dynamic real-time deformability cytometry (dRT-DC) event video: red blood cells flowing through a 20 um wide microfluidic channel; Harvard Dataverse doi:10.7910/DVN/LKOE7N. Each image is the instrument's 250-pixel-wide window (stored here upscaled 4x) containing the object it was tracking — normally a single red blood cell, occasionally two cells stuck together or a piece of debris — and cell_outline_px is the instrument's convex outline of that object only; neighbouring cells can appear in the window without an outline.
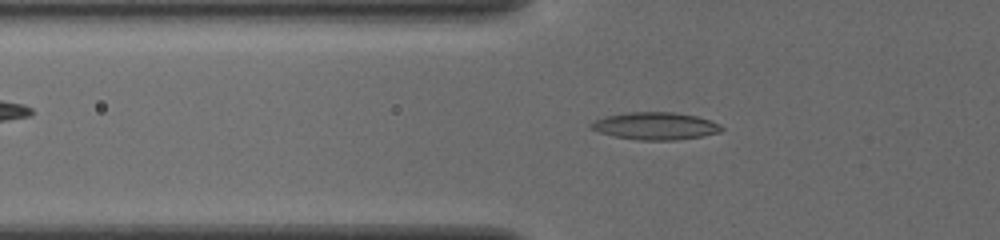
{"species": "common noctule bat (a hibernating species)", "species_latin": "Nyctalus noctula", "temperature_condition": "cold", "stored_images_in_passage": 52, "camera_frame_rate_fps": 3000, "um_per_image_px": 0.085, "animal": {"sex": "female", "body_mass_g": 19.5, "forearm_length_mm": 54.1}, "frame": {"image": 1, "passage_image": 18, "time_ms": 5.667, "image_size_px": [1000, 240], "cell_outline_px": [[724, 128], [720, 132], [700, 136], [676, 140], [640, 140], [616, 136], [600, 132], [592, 128], [588, 124], [604, 116], [628, 112], [676, 112], [696, 116], [708, 120]], "centroid_in_image_um": [55.68, 10.7], "position_along_channel_um": 70.1, "area_um2": 20.52}}
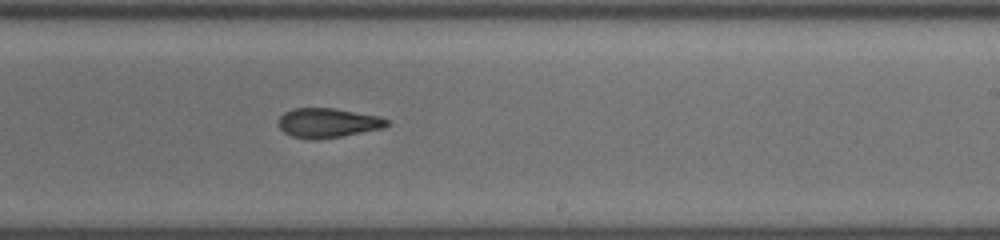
{"frame": {"image": 2, "passage_image": 33, "time_ms": 10.667, "image_size_px": [1000, 240], "cell_outline_px": [[388, 124], [384, 128], [344, 136], [316, 140], [312, 140], [292, 136], [284, 132], [280, 128], [280, 116], [284, 112], [296, 108], [332, 108], [380, 116], [388, 120]], "centroid_in_image_um": [27.88, 10.45], "position_along_channel_um": 261.1, "area_um2": 18.61}}
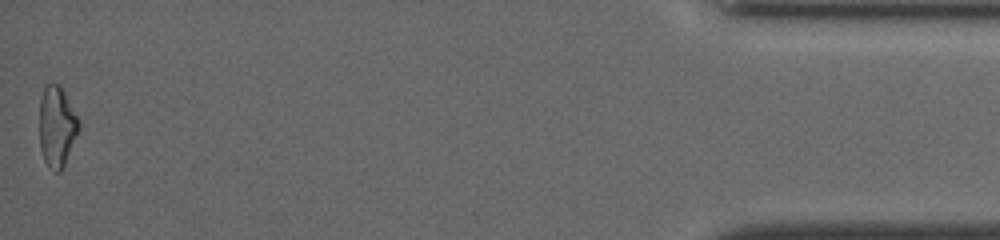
{"frame": {"image": 3, "passage_image": 52, "time_ms": 17.0, "image_size_px": [1000, 240], "cell_outline_px": [[80, 128], [64, 164], [60, 172], [56, 172], [44, 160], [40, 148], [40, 100], [44, 88], [48, 84], [60, 84], [80, 124]], "centroid_in_image_um": [4.82, 10.75], "position_along_channel_um": 430.4, "area_um2": 18.03}, "authors_computed_cell_mechanics": {"area_um2": 18.8428, "velocity_mm_per_s": 3.8914, "shape_relaxation_time_tau1_ms": 6.2433, "shape_relaxation_time_tau2_ms": 1.9421, "deformation_change_tau1": 0.182, "deformation_change_tau2": 0.0939}}